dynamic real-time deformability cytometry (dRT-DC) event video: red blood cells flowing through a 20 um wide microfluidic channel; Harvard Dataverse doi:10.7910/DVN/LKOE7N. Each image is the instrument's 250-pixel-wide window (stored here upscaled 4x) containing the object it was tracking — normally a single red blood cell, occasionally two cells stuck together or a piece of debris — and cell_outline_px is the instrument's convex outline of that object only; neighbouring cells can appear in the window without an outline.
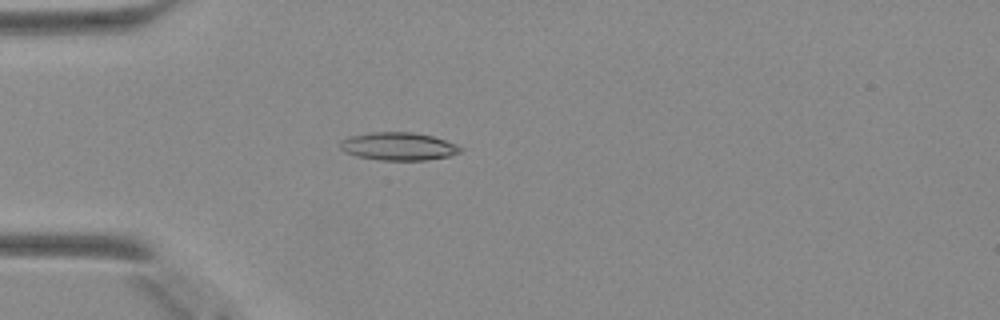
{"species": "Egyptian fruit bat (a non-hibernating species)", "species_latin": "Rousettus aegyptiacus", "temperature_condition": "warm", "stored_images_in_passage": 38, "camera_frame_rate_fps": 3000, "um_per_image_px": 0.085, "animal": {"sex": "female"}, "frame": {"image": 1, "passage_image": 14, "time_ms": 4.333, "image_size_px": [1000, 320], "cell_outline_px": [[464, 148], [460, 152], [448, 156], [424, 160], [380, 160], [356, 156], [344, 152], [340, 148], [340, 140], [348, 136], [372, 132], [412, 132], [432, 136], [456, 144]], "centroid_in_image_um": [33.83, 12.43], "position_along_channel_um": 51.2, "area_um2": 19.59}}
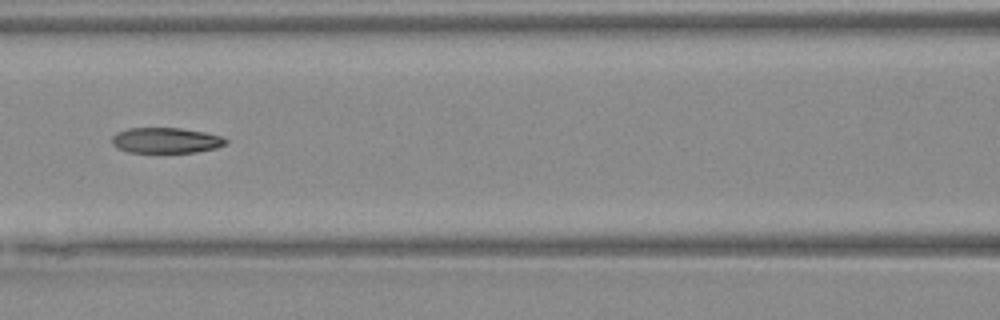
{"frame": {"image": 2, "passage_image": 22, "time_ms": 7.0, "image_size_px": [1000, 320], "cell_outline_px": [[228, 140], [224, 144], [216, 148], [196, 152], [128, 152], [116, 148], [112, 144], [112, 136], [116, 132], [128, 128], [180, 128], [204, 132], [220, 136]], "centroid_in_image_um": [14.06, 11.93], "position_along_channel_um": 152.5, "area_um2": 16.88}}
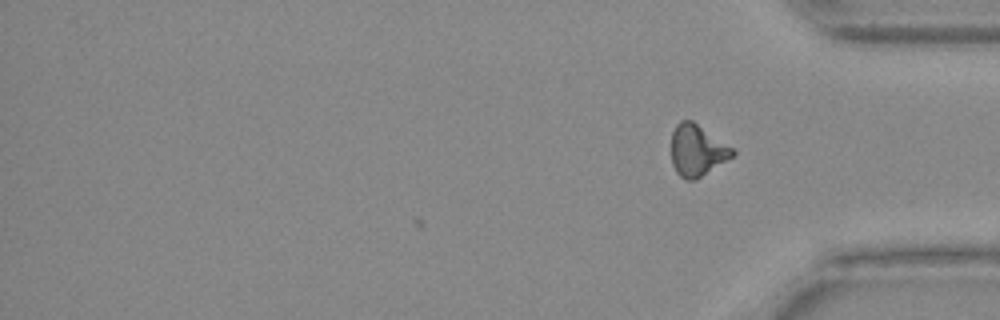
{"frame": {"image": 3, "passage_image": 38, "time_ms": 12.333, "image_size_px": [1000, 320], "cell_outline_px": [[736, 152], [732, 156], [696, 180], [684, 180], [676, 172], [672, 164], [672, 132], [676, 124], [680, 120], [692, 120], [732, 148]], "centroid_in_image_um": [59.22, 12.79], "position_along_channel_um": 376.0, "area_um2": 18.09}}